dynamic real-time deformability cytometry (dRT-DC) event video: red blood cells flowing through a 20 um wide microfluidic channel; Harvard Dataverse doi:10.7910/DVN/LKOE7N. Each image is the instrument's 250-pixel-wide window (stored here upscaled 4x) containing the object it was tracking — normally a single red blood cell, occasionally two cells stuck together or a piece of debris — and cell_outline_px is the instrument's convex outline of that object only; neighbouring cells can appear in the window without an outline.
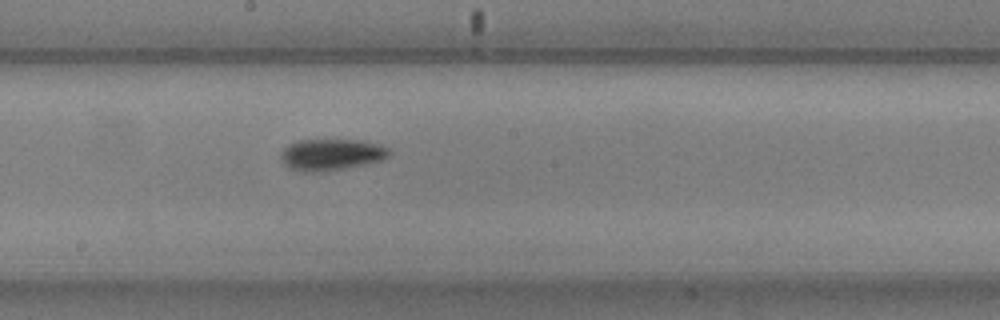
{"species": "common noctule bat (a hibernating species)", "species_latin": "Nyctalus noctula", "temperature_condition": "warm", "stored_images_in_passage": 9, "camera_frame_rate_fps": 3000, "um_per_image_px": 0.085, "animal": {"sex": "male", "body_mass_g": 20.5, "forearm_length_mm": 52.5}, "frame": {"image": 1, "passage_image": 9, "time_ms": 2.667, "image_size_px": [1000, 320], "cell_outline_px": [[392, 152], [388, 156], [380, 160], [364, 164], [340, 168], [304, 172], [292, 168], [284, 164], [280, 160], [280, 152], [288, 144], [296, 140], [364, 140], [380, 144], [388, 148]], "centroid_in_image_um": [28.15, 13.1], "position_along_channel_um": 220.1, "area_um2": 19.59}}